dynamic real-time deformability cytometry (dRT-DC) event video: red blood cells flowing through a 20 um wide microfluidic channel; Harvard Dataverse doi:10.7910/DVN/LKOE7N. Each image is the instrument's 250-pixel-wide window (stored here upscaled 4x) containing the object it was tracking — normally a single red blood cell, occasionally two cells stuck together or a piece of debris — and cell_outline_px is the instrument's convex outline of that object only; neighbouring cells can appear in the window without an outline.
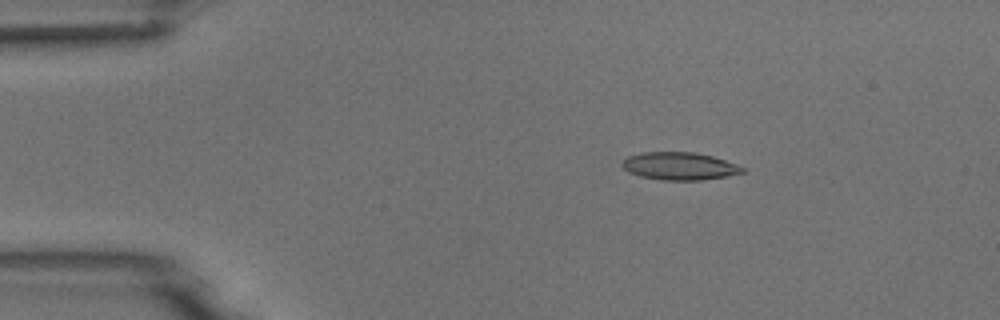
{"species": "common noctule bat (a hibernating species)", "species_latin": "Nyctalus noctula", "temperature_condition": "room temperature", "stored_images_in_passage": 5, "camera_frame_rate_fps": 3000, "um_per_image_px": 0.085, "animal": {"sex": "male", "body_mass_g": 18.8}, "frame": {"image": 1, "passage_image": 3, "time_ms": 2.333, "image_size_px": [1000, 320], "cell_outline_px": [[744, 172], [704, 180], [664, 180], [640, 176], [628, 172], [620, 164], [628, 156], [640, 152], [692, 152], [712, 156], [740, 164], [744, 168]], "centroid_in_image_um": [57.76, 14.11], "position_along_channel_um": 27.2, "area_um2": 19.42}}
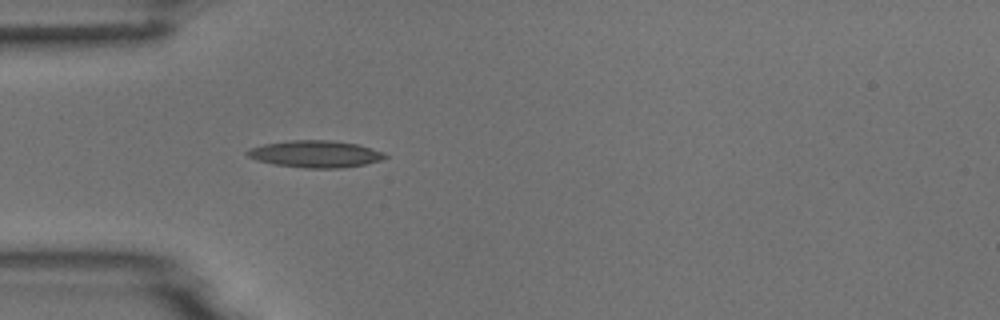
{"frame": {"image": 2, "passage_image": 5, "time_ms": 4.667, "image_size_px": [1000, 320], "cell_outline_px": [[388, 156], [380, 160], [364, 164], [344, 168], [304, 168], [272, 164], [256, 160], [248, 156], [244, 152], [248, 148], [264, 144], [292, 140], [328, 140], [356, 144], [384, 152]], "centroid_in_image_um": [26.76, 13.09], "position_along_channel_um": 58.2, "area_um2": 21.62}}